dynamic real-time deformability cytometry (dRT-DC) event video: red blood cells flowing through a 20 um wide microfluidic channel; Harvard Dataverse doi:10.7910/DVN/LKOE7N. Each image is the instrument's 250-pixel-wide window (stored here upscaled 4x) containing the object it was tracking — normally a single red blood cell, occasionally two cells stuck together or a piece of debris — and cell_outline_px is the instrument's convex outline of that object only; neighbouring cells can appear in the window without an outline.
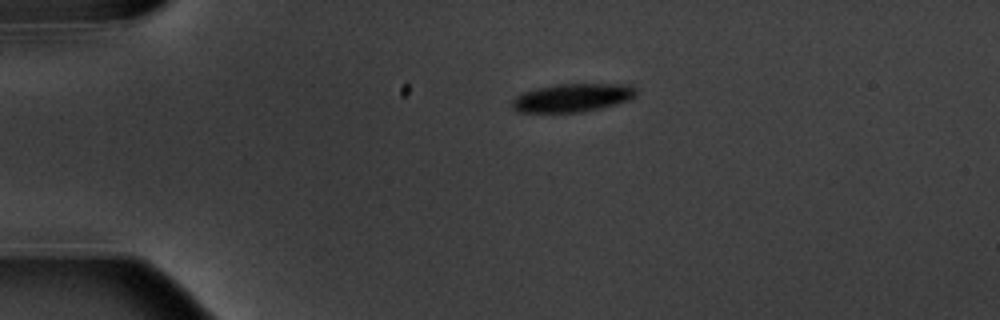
{"species": "common noctule bat (a hibernating species)", "species_latin": "Nyctalus noctula", "temperature_condition": "warm", "stored_images_in_passage": 6, "camera_frame_rate_fps": 3000, "um_per_image_px": 0.085, "animal": {"sex": "male", "body_mass_g": 20.1, "forearm_length_mm": 53.5}, "frame": {"image": 1, "passage_image": 1, "time_ms": 0.0, "image_size_px": [1000, 320], "cell_outline_px": [[636, 96], [628, 100], [600, 108], [580, 112], [520, 112], [512, 108], [512, 100], [520, 92], [536, 88], [556, 84], [632, 84], [636, 88]], "centroid_in_image_um": [48.64, 8.29], "position_along_channel_um": 36.4, "area_um2": 20.52}}
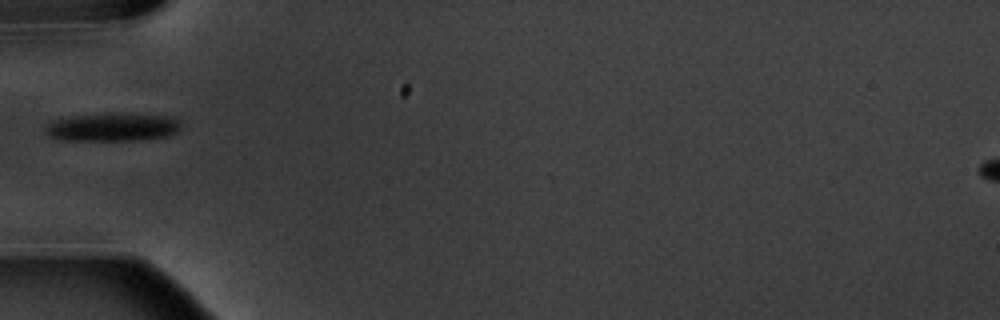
{"frame": {"image": 2, "passage_image": 3, "time_ms": 2.333, "image_size_px": [1000, 320], "cell_outline_px": [[180, 128], [176, 132], [168, 136], [140, 140], [60, 140], [44, 132], [44, 128], [48, 124], [56, 120], [72, 116], [164, 116], [180, 120]], "centroid_in_image_um": [9.55, 10.87], "position_along_channel_um": 75.5, "area_um2": 20.98}}